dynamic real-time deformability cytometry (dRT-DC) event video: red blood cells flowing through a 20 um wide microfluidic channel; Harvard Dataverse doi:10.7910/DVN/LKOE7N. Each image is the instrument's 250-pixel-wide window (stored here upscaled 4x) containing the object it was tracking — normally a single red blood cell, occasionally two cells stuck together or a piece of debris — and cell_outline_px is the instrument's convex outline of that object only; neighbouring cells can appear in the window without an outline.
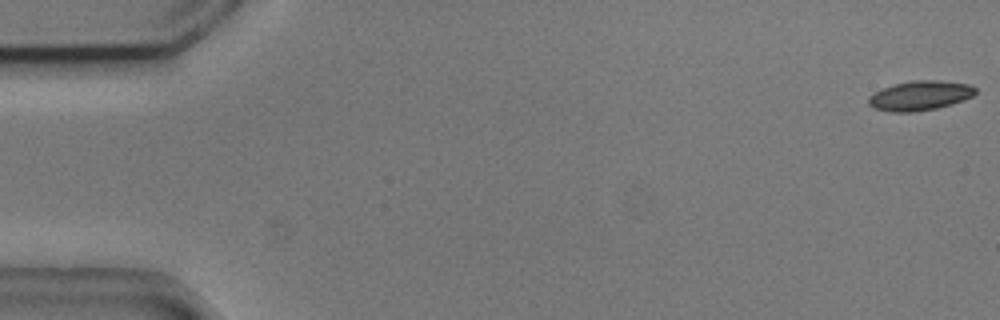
{"species": "common noctule bat (a hibernating species)", "species_latin": "Nyctalus noctula", "temperature_condition": "cold", "stored_images_in_passage": 5, "camera_frame_rate_fps": 3000, "um_per_image_px": 0.085, "animal": {"sex": "male", "body_mass_g": 20.5, "forearm_length_mm": 52.5}, "frame": {"image": 1, "passage_image": 1, "time_ms": 0.0, "image_size_px": [1000, 320], "cell_outline_px": [[976, 92], [972, 96], [964, 100], [952, 104], [936, 108], [916, 112], [892, 112], [876, 108], [868, 104], [868, 96], [884, 88], [896, 84], [912, 80], [940, 80], [972, 84], [976, 88]], "centroid_in_image_um": [78.24, 8.12], "position_along_channel_um": 6.8, "area_um2": 18.44}}
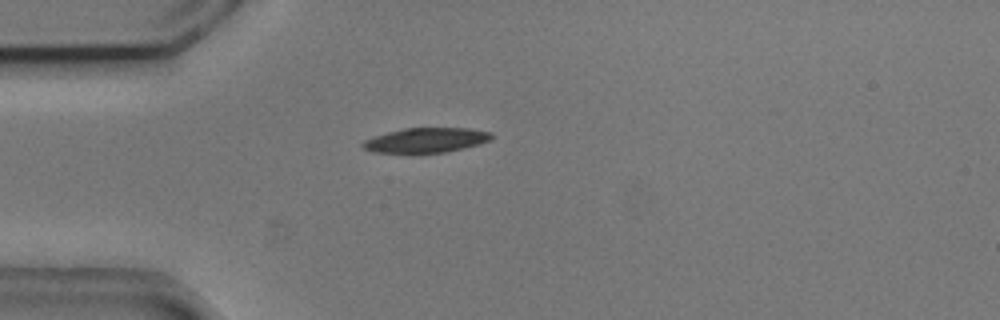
{"frame": {"image": 2, "passage_image": 4, "time_ms": 1.0, "image_size_px": [1000, 320], "cell_outline_px": [[492, 136], [488, 140], [476, 144], [444, 152], [372, 152], [364, 148], [360, 144], [364, 140], [388, 132], [404, 128], [468, 128], [492, 132]], "centroid_in_image_um": [36.17, 11.9], "position_along_channel_um": 48.8, "area_um2": 18.03}}